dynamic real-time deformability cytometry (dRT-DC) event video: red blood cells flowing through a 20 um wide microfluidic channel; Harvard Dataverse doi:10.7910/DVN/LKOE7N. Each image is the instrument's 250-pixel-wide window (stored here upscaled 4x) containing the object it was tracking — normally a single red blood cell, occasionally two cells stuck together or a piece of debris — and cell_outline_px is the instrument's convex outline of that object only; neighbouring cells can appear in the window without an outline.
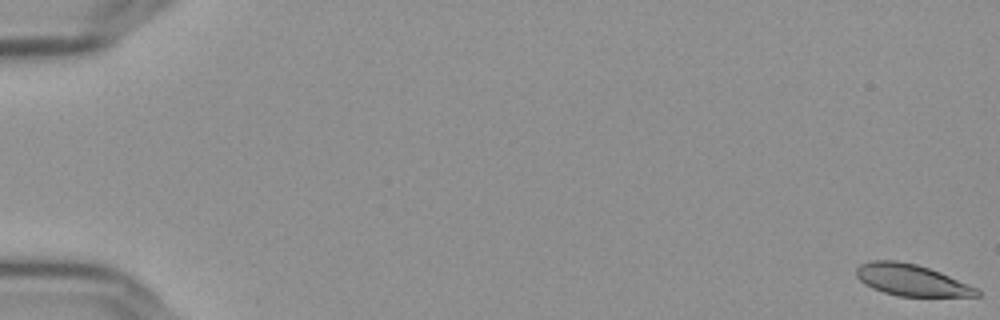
{"species": "Egyptian fruit bat (a non-hibernating species)", "species_latin": "Rousettus aegyptiacus", "temperature_condition": "cold", "stored_images_in_passage": 58, "camera_frame_rate_fps": 3000, "um_per_image_px": 0.085, "frame": {"image": 1, "passage_image": 1, "time_ms": 0.0, "image_size_px": [1000, 320], "cell_outline_px": [[980, 296], [900, 296], [884, 292], [872, 288], [860, 280], [856, 276], [856, 268], [860, 264], [872, 260], [896, 260], [916, 264], [940, 272], [976, 288], [980, 292]], "centroid_in_image_um": [77.43, 23.79], "position_along_channel_um": 7.6, "area_um2": 21.85}}
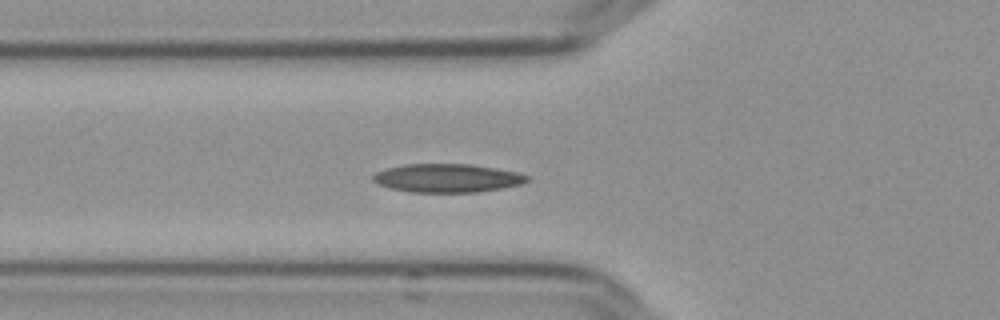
{"frame": {"image": 2, "passage_image": 22, "time_ms": 7.0, "image_size_px": [1000, 320], "cell_outline_px": [[528, 180], [520, 184], [500, 188], [476, 192], [412, 192], [392, 188], [380, 184], [372, 180], [372, 176], [376, 172], [388, 168], [404, 164], [468, 164], [496, 168], [516, 172], [528, 176]], "centroid_in_image_um": [38.0, 15.13], "position_along_channel_um": 87.8, "area_um2": 25.2}}
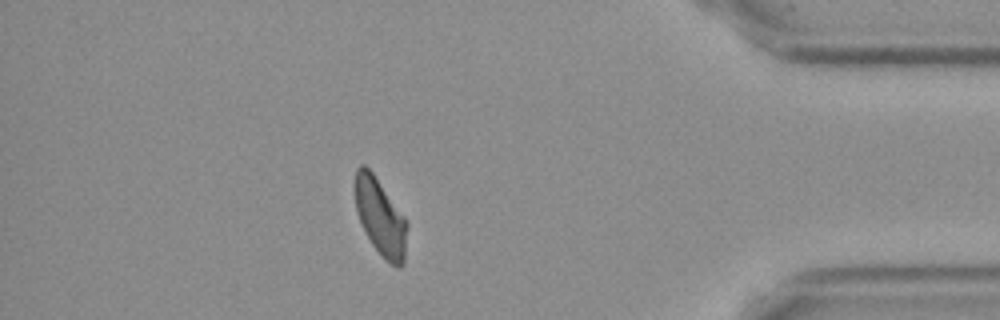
{"frame": {"image": 3, "passage_image": 51, "time_ms": 16.667, "image_size_px": [1000, 320], "cell_outline_px": [[408, 224], [404, 264], [400, 268], [396, 268], [384, 260], [372, 244], [356, 212], [352, 184], [356, 168], [360, 164], [364, 164], [372, 172], [404, 216]], "centroid_in_image_um": [32.31, 18.45], "position_along_channel_um": 402.9, "area_um2": 23.76}, "authors_computed_cell_mechanics": {"area_um2": 23.7847, "velocity_mm_per_s": 3.6107, "shape_relaxation_time_tau1_ms": null, "shape_relaxation_time_tau2_ms": 5.3972, "deformation_change_tau1": null, "deformation_change_tau2": 0.1202}}